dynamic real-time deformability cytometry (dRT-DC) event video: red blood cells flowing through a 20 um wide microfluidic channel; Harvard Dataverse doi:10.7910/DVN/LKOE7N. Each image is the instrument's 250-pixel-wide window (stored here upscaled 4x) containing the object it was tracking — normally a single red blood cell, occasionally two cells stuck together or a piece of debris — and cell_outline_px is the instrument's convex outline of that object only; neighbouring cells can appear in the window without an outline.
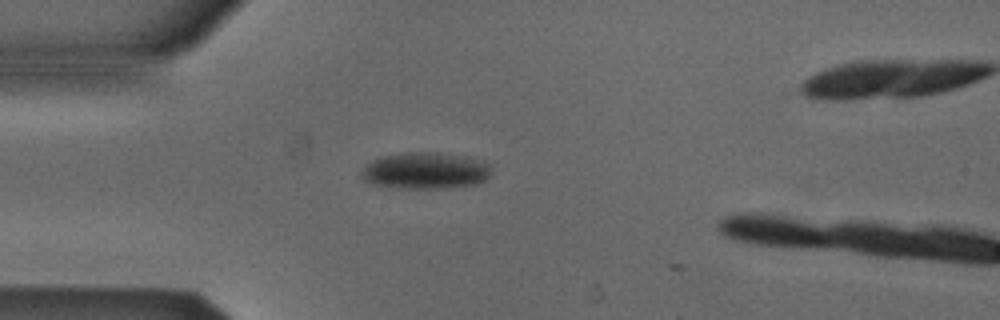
{"species": "Egyptian fruit bat (a non-hibernating species)", "species_latin": "Rousettus aegyptiacus", "temperature_condition": "cold", "stored_images_in_passage": 2, "camera_frame_rate_fps": 3000, "um_per_image_px": 0.085, "animal": {"sex": "male"}, "frame": {"image": 1, "passage_image": 1, "time_ms": 0.0, "image_size_px": [1000, 320], "cell_outline_px": [[492, 168], [488, 176], [484, 180], [476, 184], [444, 188], [396, 188], [376, 184], [364, 180], [360, 172], [364, 164], [372, 160], [384, 156], [404, 152], [436, 152], [484, 160]], "centroid_in_image_um": [36.14, 14.5], "position_along_channel_um": 48.9, "area_um2": 27.69}}